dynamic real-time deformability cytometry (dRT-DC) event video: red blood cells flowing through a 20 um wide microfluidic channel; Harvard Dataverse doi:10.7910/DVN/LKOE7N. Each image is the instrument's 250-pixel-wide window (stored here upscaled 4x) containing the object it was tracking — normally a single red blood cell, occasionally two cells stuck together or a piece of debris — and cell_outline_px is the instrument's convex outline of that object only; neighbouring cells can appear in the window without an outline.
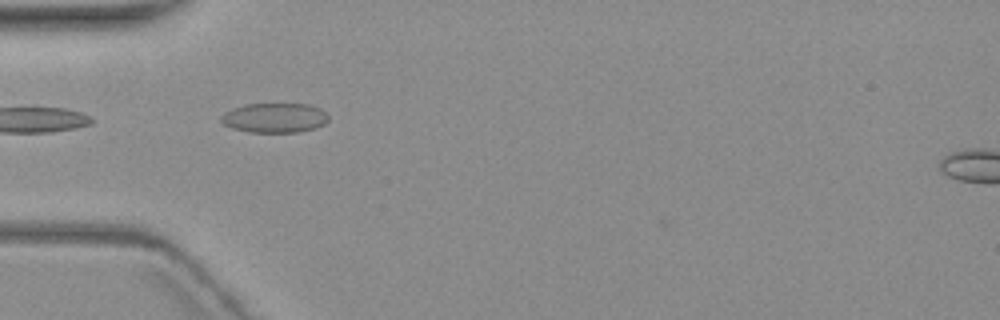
{"species": "common noctule bat (a hibernating species)", "species_latin": "Nyctalus noctula", "temperature_condition": "warm", "stored_images_in_passage": 2, "camera_frame_rate_fps": 3000, "um_per_image_px": 0.085, "animal": {"sex": "female", "body_mass_g": 19.3, "forearm_length_mm": 54.1}, "frame": {"image": 1, "passage_image": 2, "time_ms": 1.0, "image_size_px": [1000, 320], "cell_outline_px": [[328, 120], [324, 124], [316, 128], [296, 132], [248, 132], [232, 128], [224, 124], [220, 120], [220, 116], [224, 112], [232, 108], [244, 104], [308, 104], [320, 108], [328, 116]], "centroid_in_image_um": [23.31, 10.01], "position_along_channel_um": 61.7, "area_um2": 18.61}}